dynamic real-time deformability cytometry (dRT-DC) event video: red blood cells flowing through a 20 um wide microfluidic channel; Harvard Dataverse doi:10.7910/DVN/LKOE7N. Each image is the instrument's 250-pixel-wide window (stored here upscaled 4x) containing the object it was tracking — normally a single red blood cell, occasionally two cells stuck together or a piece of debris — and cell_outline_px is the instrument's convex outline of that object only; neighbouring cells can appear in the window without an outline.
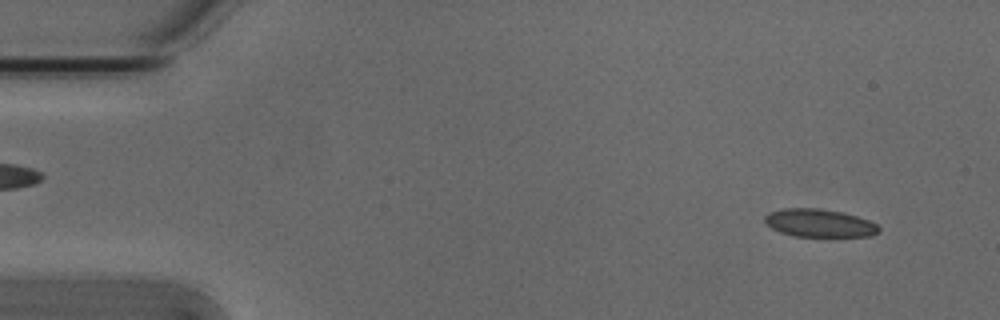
{"species": "Egyptian fruit bat (a non-hibernating species)", "species_latin": "Rousettus aegyptiacus", "temperature_condition": "cold", "stored_images_in_passage": 52, "camera_frame_rate_fps": 3000, "um_per_image_px": 0.085, "animal": {"sex": "male"}, "frame": {"image": 1, "passage_image": 3, "time_ms": 0.667, "image_size_px": [1000, 320], "cell_outline_px": [[880, 232], [872, 236], [796, 236], [780, 232], [772, 228], [764, 220], [764, 216], [768, 212], [784, 208], [820, 208], [844, 212], [868, 220], [876, 224], [880, 228]], "centroid_in_image_um": [69.65, 18.95], "position_along_channel_um": 15.3, "area_um2": 18.61}}
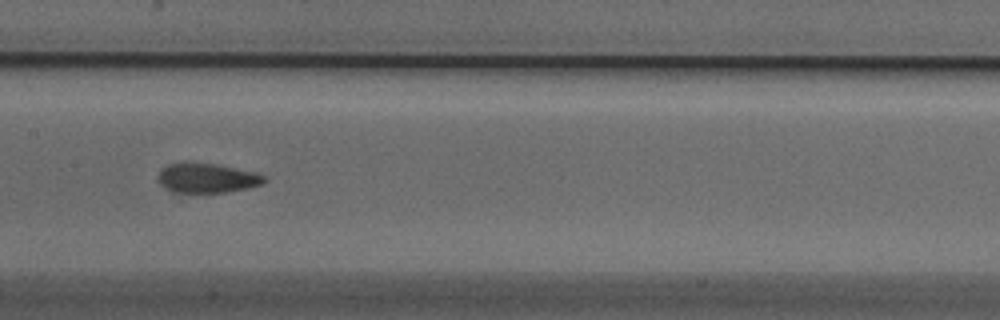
{"frame": {"image": 2, "passage_image": 25, "time_ms": 8.0, "image_size_px": [1000, 320], "cell_outline_px": [[264, 184], [248, 188], [224, 192], [172, 192], [164, 188], [160, 184], [156, 176], [160, 168], [168, 164], [184, 160], [216, 164], [256, 172], [264, 176]], "centroid_in_image_um": [17.51, 15.1], "position_along_channel_um": 189.9, "area_um2": 18.79}}
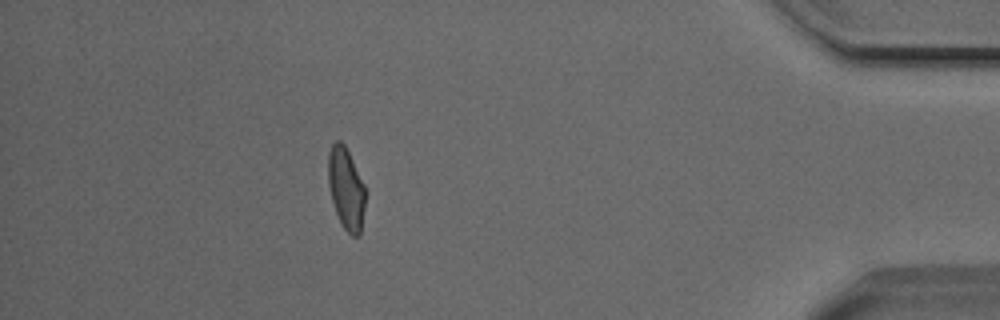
{"frame": {"image": 3, "passage_image": 46, "time_ms": 15.0, "image_size_px": [1000, 320], "cell_outline_px": [[364, 208], [360, 232], [356, 236], [352, 236], [344, 228], [336, 212], [332, 200], [328, 184], [328, 152], [332, 144], [336, 140], [340, 140], [344, 144], [364, 184]], "centroid_in_image_um": [29.39, 15.99], "position_along_channel_um": 405.8, "area_um2": 17.34}, "authors_computed_cell_mechanics": {"area_um2": 18.6116, "velocity_mm_per_s": 3.8319, "shape_relaxation_time_tau1_ms": null, "shape_relaxation_time_tau2_ms": 1.8736, "deformation_change_tau1": null, "deformation_change_tau2": 0.0642}}